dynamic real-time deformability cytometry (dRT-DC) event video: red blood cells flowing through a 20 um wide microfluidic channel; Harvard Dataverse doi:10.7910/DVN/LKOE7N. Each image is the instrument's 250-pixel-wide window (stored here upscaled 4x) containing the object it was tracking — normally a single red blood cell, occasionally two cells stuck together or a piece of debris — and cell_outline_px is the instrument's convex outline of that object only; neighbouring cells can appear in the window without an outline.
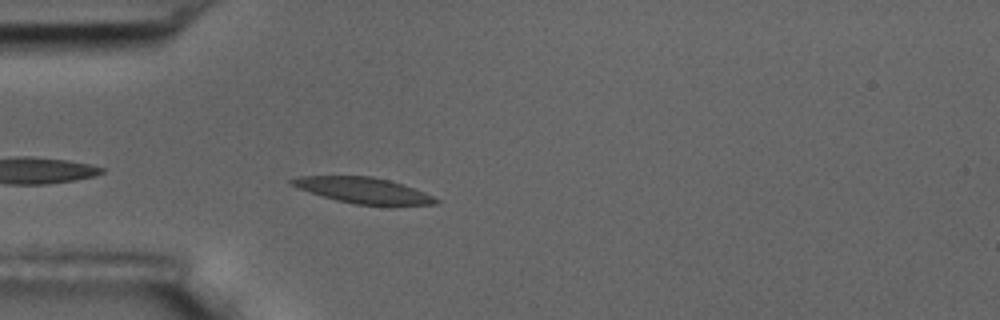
{"species": "common noctule bat (a hibernating species)", "species_latin": "Nyctalus noctula", "temperature_condition": "room temperature", "stored_images_in_passage": 4, "camera_frame_rate_fps": 3000, "um_per_image_px": 0.085, "animal": {"sex": "male", "body_mass_g": 17.5, "forearm_length_mm": 52.3}, "frame": {"image": 1, "passage_image": 4, "time_ms": 4.333, "image_size_px": [1000, 320], "cell_outline_px": [[440, 200], [436, 204], [392, 208], [356, 204], [336, 200], [288, 184], [288, 180], [300, 176], [372, 176], [388, 180], [424, 192]], "centroid_in_image_um": [30.97, 16.23], "position_along_channel_um": 54.0, "area_um2": 22.08}}